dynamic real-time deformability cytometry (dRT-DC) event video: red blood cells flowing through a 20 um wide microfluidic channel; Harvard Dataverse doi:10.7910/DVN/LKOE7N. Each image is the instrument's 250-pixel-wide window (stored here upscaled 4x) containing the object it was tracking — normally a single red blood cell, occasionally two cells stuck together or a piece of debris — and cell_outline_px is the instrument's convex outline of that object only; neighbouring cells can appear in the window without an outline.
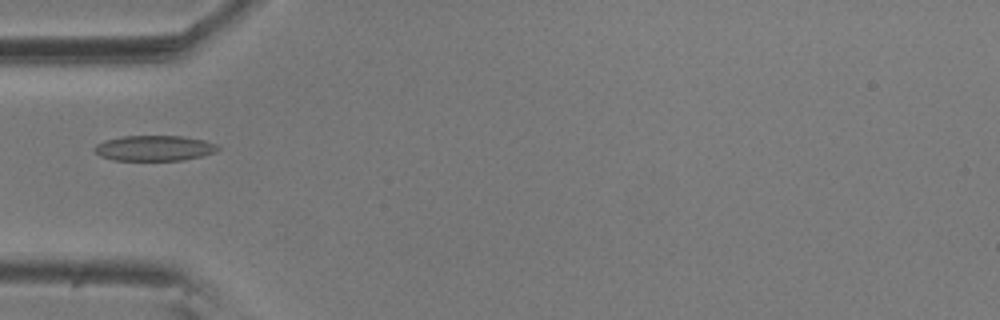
{"species": "common noctule bat (a hibernating species)", "species_latin": "Nyctalus noctula", "temperature_condition": "room temperature", "stored_images_in_passage": 6, "camera_frame_rate_fps": 3000, "um_per_image_px": 0.085, "animal": {"sex": "male", "body_mass_g": 20.5, "forearm_length_mm": 52.5}, "frame": {"image": 1, "passage_image": 6, "time_ms": 1.667, "image_size_px": [1000, 320], "cell_outline_px": [[220, 148], [216, 152], [184, 160], [112, 160], [100, 156], [92, 148], [96, 144], [104, 140], [120, 136], [180, 136], [204, 140], [216, 144]], "centroid_in_image_um": [13.08, 12.59], "position_along_channel_um": 71.9, "area_um2": 18.32}}